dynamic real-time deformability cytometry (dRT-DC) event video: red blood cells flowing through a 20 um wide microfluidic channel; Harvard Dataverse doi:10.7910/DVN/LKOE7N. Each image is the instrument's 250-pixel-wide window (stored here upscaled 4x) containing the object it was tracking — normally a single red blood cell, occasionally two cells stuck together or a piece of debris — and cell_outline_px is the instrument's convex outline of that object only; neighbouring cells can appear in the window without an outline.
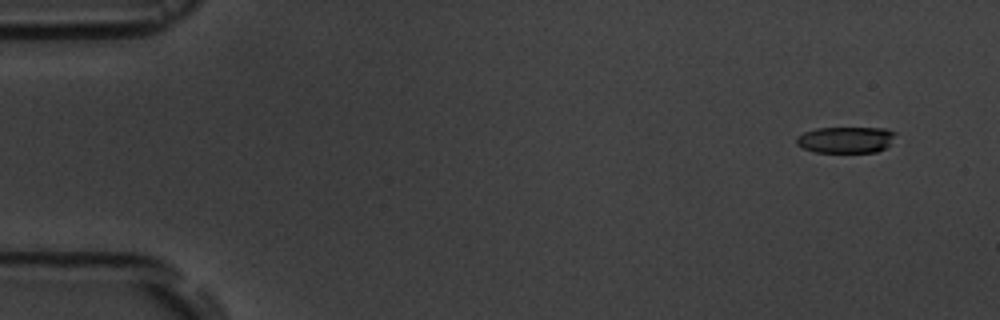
{"species": "common noctule bat (a hibernating species)", "species_latin": "Nyctalus noctula", "temperature_condition": "room temperature", "stored_images_in_passage": 6, "segment_of_instrument_passage": [1, 2], "camera_frame_rate_fps": 3000, "um_per_image_px": 0.085, "animal": {"sex": "male", "body_mass_g": 19.5, "forearm_length_mm": 54.6}, "frame": {"image": 1, "passage_image": 2, "time_ms": 1.0, "image_size_px": [1000, 320], "cell_outline_px": [[896, 132], [888, 144], [884, 148], [876, 152], [816, 152], [804, 148], [796, 144], [796, 136], [804, 132], [816, 128], [888, 128]], "centroid_in_image_um": [71.86, 11.87], "position_along_channel_um": 13.1, "area_um2": 15.09}}